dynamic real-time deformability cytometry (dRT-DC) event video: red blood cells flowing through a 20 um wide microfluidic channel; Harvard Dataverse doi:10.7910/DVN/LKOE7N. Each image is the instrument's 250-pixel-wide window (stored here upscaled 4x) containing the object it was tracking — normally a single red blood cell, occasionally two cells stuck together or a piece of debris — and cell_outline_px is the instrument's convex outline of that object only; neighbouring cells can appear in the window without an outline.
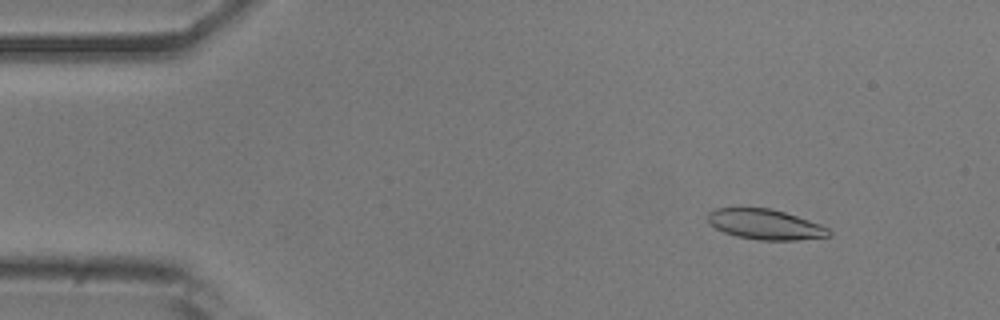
{"species": "common noctule bat (a hibernating species)", "species_latin": "Nyctalus noctula", "temperature_condition": "room temperature", "stored_images_in_passage": 52, "camera_frame_rate_fps": 3000, "um_per_image_px": 0.085, "animal": {"sex": "male", "body_mass_g": 20.5, "forearm_length_mm": 52.5}, "frame": {"image": 1, "passage_image": 6, "time_ms": 1.667, "image_size_px": [1000, 320], "cell_outline_px": [[832, 236], [796, 240], [760, 240], [736, 236], [724, 232], [716, 228], [708, 220], [708, 212], [716, 208], [772, 208], [820, 224], [828, 228], [832, 232]], "centroid_in_image_um": [65.07, 19.07], "position_along_channel_um": 19.9, "area_um2": 21.21}}
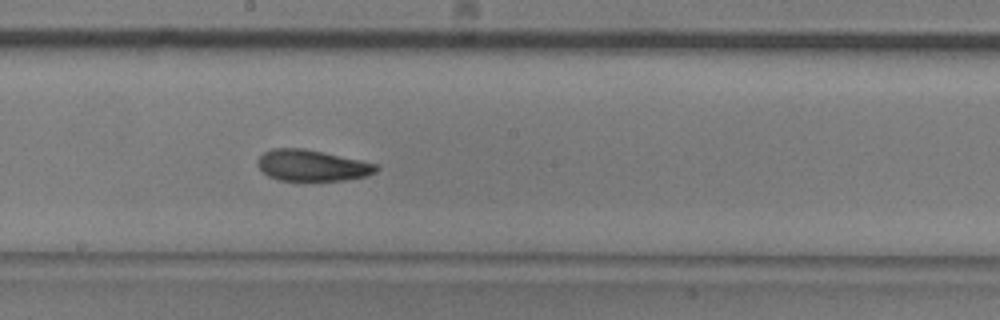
{"frame": {"image": 2, "passage_image": 28, "time_ms": 9.0, "image_size_px": [1000, 320], "cell_outline_px": [[380, 168], [376, 172], [368, 176], [344, 180], [280, 180], [268, 176], [256, 164], [256, 160], [264, 152], [272, 148], [304, 148], [380, 164]], "centroid_in_image_um": [26.55, 14.06], "position_along_channel_um": 221.6, "area_um2": 21.68}}
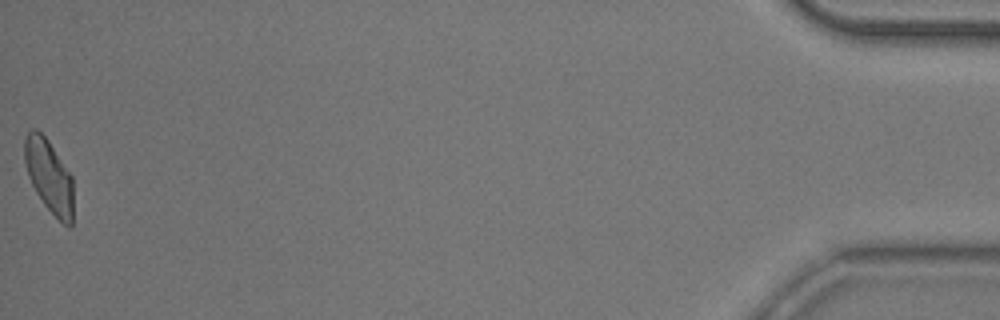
{"frame": {"image": 3, "passage_image": 52, "time_ms": 17.0, "image_size_px": [1000, 320], "cell_outline_px": [[72, 228], [68, 228], [44, 204], [36, 192], [28, 176], [24, 160], [24, 140], [28, 132], [32, 128], [36, 128], [48, 140], [72, 176]], "centroid_in_image_um": [4.16, 14.95], "position_along_channel_um": 431.0, "area_um2": 20.58}, "authors_computed_cell_mechanics": {"area_um2": 21.675, "velocity_mm_per_s": 3.8647, "shape_relaxation_time_tau1_ms": 9.378, "shape_relaxation_time_tau2_ms": 3.0093, "deformation_change_tau1": 0.2147, "deformation_change_tau2": 0.0837}}